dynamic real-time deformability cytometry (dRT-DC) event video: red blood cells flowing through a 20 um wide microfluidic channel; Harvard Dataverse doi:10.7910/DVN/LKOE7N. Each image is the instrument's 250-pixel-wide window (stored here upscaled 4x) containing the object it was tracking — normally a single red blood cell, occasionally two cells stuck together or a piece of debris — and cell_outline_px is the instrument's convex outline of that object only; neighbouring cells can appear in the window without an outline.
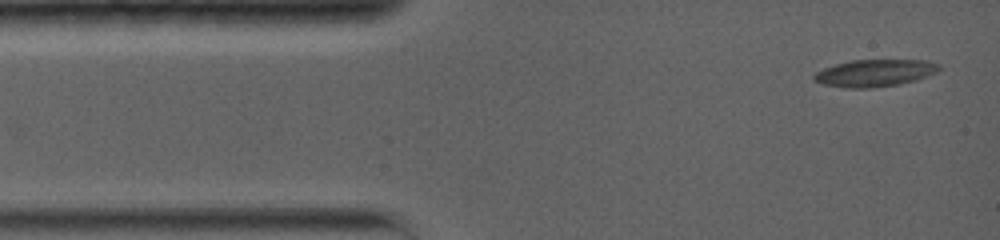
{"species": "common noctule bat (a hibernating species)", "species_latin": "Nyctalus noctula", "temperature_condition": "warm", "stored_images_in_passage": 24, "camera_frame_rate_fps": 5000, "um_per_image_px": 0.085, "animal": {"sex": "female", "body_mass_g": 19.0, "forearm_length_mm": 56.7}, "frame": {"image": 1, "passage_image": 1, "time_ms": 0.0, "image_size_px": [1000, 240], "cell_outline_px": [[940, 68], [936, 72], [916, 80], [900, 84], [872, 88], [848, 88], [824, 84], [816, 80], [812, 76], [816, 72], [824, 68], [836, 64], [852, 60], [928, 60], [940, 64]], "centroid_in_image_um": [74.39, 6.2], "position_along_channel_um": 10.6, "area_um2": 19.65}}
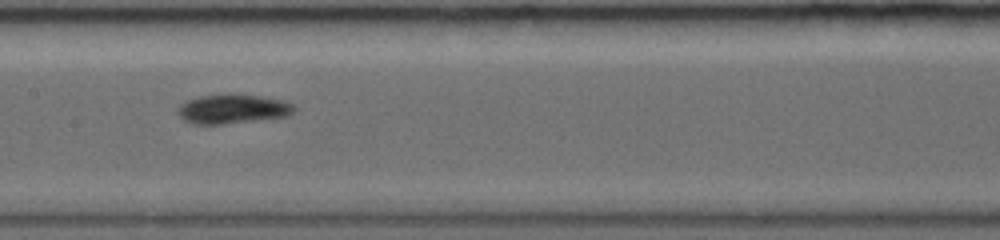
{"frame": {"image": 2, "passage_image": 11, "time_ms": 6.4, "image_size_px": [1000, 240], "cell_outline_px": [[296, 108], [292, 112], [284, 116], [224, 124], [192, 124], [184, 120], [176, 112], [176, 108], [180, 104], [188, 100], [200, 96], [224, 92], [256, 96], [284, 100], [292, 104]], "centroid_in_image_um": [19.69, 9.24], "position_along_channel_um": 187.7, "area_um2": 19.94}}
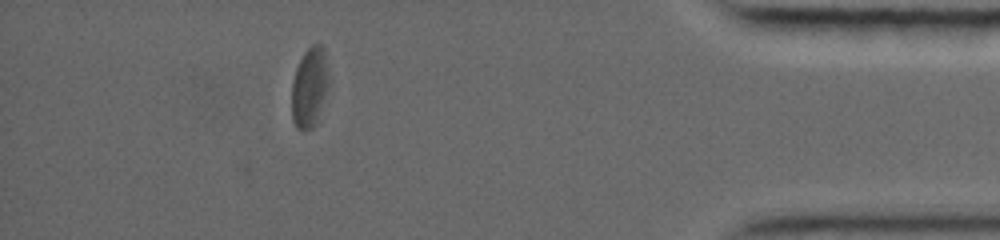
{"frame": {"image": 3, "passage_image": 21, "time_ms": 13.6, "image_size_px": [1000, 240], "cell_outline_px": [[328, 84], [316, 124], [312, 128], [304, 132], [296, 128], [292, 120], [292, 80], [296, 68], [304, 52], [312, 44], [320, 44], [324, 48], [328, 80]], "centroid_in_image_um": [26.28, 7.45], "position_along_channel_um": 408.9, "area_um2": 17.17}, "authors_computed_cell_mechanics": {"area_um2": 18.9006, "velocity_mm_per_s": 3.7551, "shape_relaxation_time_tau1_ms": 1.1994, "shape_relaxation_time_tau2_ms": 3.7225, "deformation_change_tau1": 0.1389, "deformation_change_tau2": 0.0964}}